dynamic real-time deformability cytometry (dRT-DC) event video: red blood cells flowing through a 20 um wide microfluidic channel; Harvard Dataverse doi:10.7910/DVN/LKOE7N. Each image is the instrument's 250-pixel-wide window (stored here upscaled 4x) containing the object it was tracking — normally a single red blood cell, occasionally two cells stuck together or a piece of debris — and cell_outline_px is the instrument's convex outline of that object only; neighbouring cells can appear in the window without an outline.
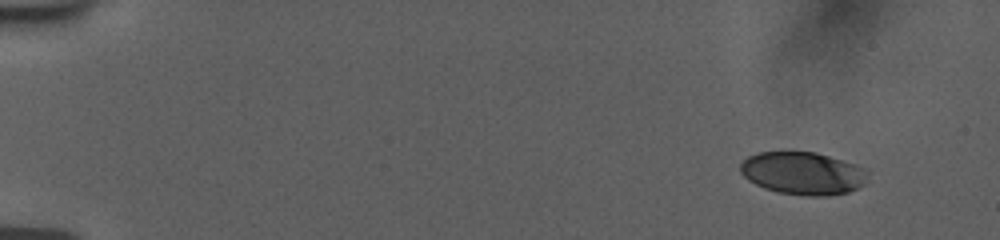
{"species": "human", "species_latin": "Homo sapiens", "temperature_condition": "room temperature", "stored_images_in_passage": 52, "camera_frame_rate_fps": 3000, "um_per_image_px": 0.085, "donor": {"sex": "female"}, "frame": {"image": 1, "passage_image": 1, "time_ms": 0.0, "image_size_px": [1000, 240], "cell_outline_px": [[868, 172], [860, 184], [856, 188], [848, 192], [828, 196], [808, 196], [780, 192], [764, 188], [748, 180], [740, 172], [740, 164], [748, 156], [756, 152], [816, 152], [856, 164], [868, 168]], "centroid_in_image_um": [68.22, 14.72], "position_along_channel_um": 16.8, "area_um2": 31.56}}
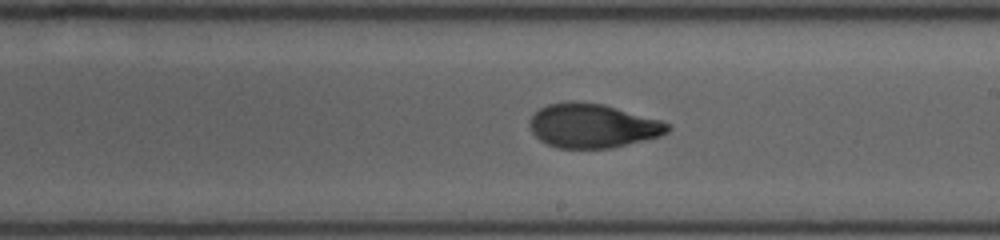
{"frame": {"image": 2, "passage_image": 30, "time_ms": 9.667, "image_size_px": [1000, 240], "cell_outline_px": [[672, 128], [668, 132], [660, 136], [612, 148], [556, 148], [540, 140], [532, 132], [532, 116], [540, 108], [548, 104], [572, 100], [604, 104], [660, 120], [672, 124]], "centroid_in_image_um": [50.42, 10.69], "position_along_channel_um": 238.6, "area_um2": 35.37}}
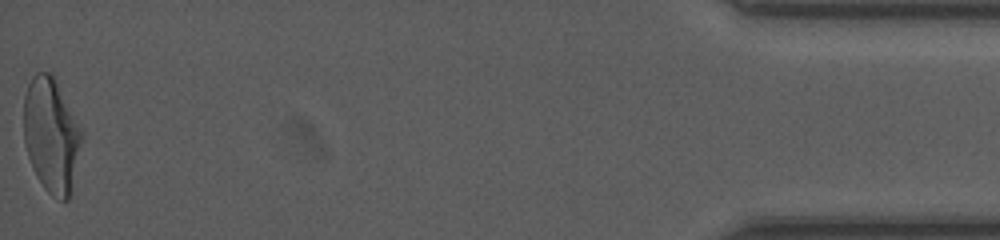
{"frame": {"image": 3, "passage_image": 52, "time_ms": 17.0, "image_size_px": [1000, 240], "cell_outline_px": [[84, 132], [68, 200], [60, 200], [52, 196], [44, 188], [36, 176], [28, 156], [24, 144], [24, 96], [28, 84], [32, 76], [36, 72], [48, 72], [52, 76]], "centroid_in_image_um": [4.34, 11.5], "position_along_channel_um": 430.9, "area_um2": 38.26}, "authors_computed_cell_mechanics": {"area_um2": 35.0846, "velocity_mm_per_s": 3.7713, "shape_relaxation_time_tau1_ms": 5.9543, "shape_relaxation_time_tau2_ms": 1.2039, "deformation_change_tau1": 0.2165, "deformation_change_tau2": 0.0685}}